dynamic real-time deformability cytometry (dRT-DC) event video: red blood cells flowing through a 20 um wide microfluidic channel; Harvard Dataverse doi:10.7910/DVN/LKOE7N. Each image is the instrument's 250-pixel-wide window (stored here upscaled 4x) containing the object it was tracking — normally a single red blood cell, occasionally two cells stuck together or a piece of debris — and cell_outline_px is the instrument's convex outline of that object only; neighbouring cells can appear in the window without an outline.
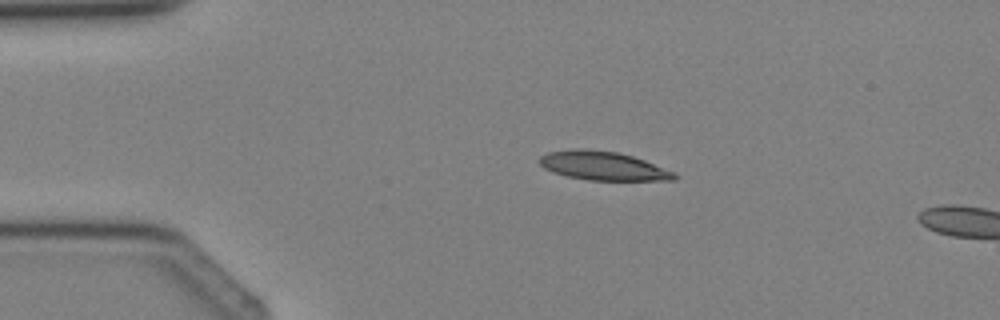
{"species": "Egyptian fruit bat (a non-hibernating species)", "species_latin": "Rousettus aegyptiacus", "temperature_condition": "cold", "stored_images_in_passage": 3, "camera_frame_rate_fps": 3000, "um_per_image_px": 0.085, "animal": {"sex": "female"}, "frame": {"image": 1, "passage_image": 2, "time_ms": 2.0, "image_size_px": [1000, 320], "cell_outline_px": [[676, 180], [588, 180], [568, 176], [552, 172], [544, 168], [540, 164], [540, 156], [548, 152], [572, 148], [584, 148], [620, 152], [644, 160], [676, 172]], "centroid_in_image_um": [51.25, 14.08], "position_along_channel_um": 33.7, "area_um2": 22.72}}